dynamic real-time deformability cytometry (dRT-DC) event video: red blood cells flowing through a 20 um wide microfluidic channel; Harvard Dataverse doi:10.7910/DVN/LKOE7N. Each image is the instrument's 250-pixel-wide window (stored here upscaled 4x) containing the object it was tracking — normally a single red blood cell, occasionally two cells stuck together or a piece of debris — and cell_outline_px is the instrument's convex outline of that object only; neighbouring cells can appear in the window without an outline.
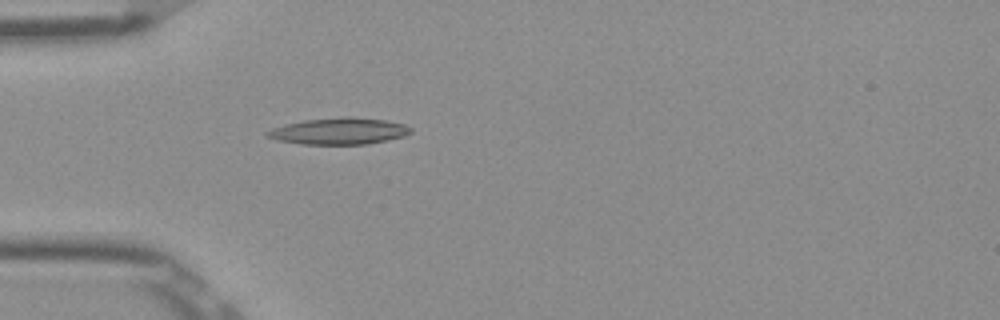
{"species": "Egyptian fruit bat (a non-hibernating species)", "species_latin": "Rousettus aegyptiacus", "temperature_condition": "room temperature", "stored_images_in_passage": 26, "camera_frame_rate_fps": 3000, "um_per_image_px": 0.085, "frame": {"image": 1, "passage_image": 1, "time_ms": 0.0, "image_size_px": [1000, 320], "cell_outline_px": [[412, 132], [404, 136], [388, 140], [368, 144], [300, 144], [280, 140], [264, 136], [264, 132], [272, 128], [284, 124], [304, 120], [344, 116], [352, 116], [384, 120], [404, 124], [412, 128]], "centroid_in_image_um": [28.81, 11.14], "position_along_channel_um": 56.2, "area_um2": 22.37}}
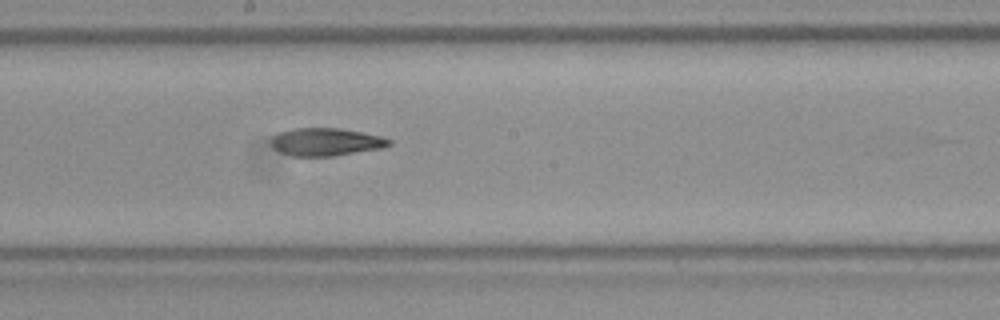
{"frame": {"image": 2, "passage_image": 14, "time_ms": 4.333, "image_size_px": [1000, 320], "cell_outline_px": [[392, 144], [384, 148], [332, 156], [292, 156], [280, 152], [272, 144], [272, 136], [280, 132], [292, 128], [340, 128], [384, 136], [392, 140]], "centroid_in_image_um": [27.77, 12.06], "position_along_channel_um": 220.4, "area_um2": 19.19}}
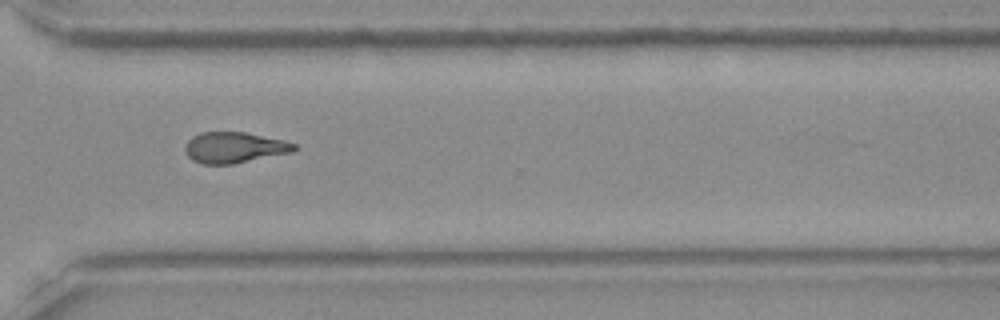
{"frame": {"image": 3, "passage_image": 24, "time_ms": 7.667, "image_size_px": [1000, 320], "cell_outline_px": [[300, 148], [292, 152], [232, 164], [204, 164], [192, 160], [188, 156], [184, 148], [188, 140], [192, 136], [200, 132], [244, 132], [284, 140], [296, 144]], "centroid_in_image_um": [19.93, 12.53], "position_along_channel_um": 350.7, "area_um2": 19.65}, "authors_computed_cell_mechanics": {"area_um2": 19.7965, "velocity_mm_per_s": 3.9136, "shape_relaxation_time_tau1_ms": null, "shape_relaxation_time_tau2_ms": 6.7086, "deformation_change_tau1": null, "deformation_change_tau2": 0.186}}